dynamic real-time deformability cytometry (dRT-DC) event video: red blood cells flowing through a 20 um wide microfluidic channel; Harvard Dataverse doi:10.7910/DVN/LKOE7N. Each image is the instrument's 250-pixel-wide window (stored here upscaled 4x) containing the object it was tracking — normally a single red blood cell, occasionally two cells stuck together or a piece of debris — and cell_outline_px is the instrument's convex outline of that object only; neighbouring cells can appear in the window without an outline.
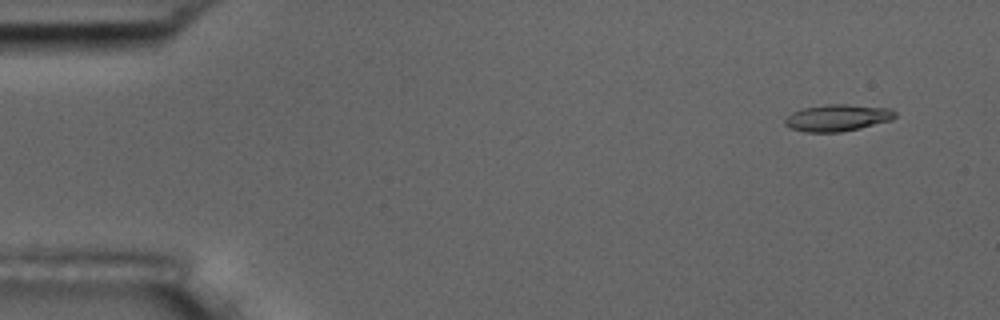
{"species": "common noctule bat (a hibernating species)", "species_latin": "Nyctalus noctula", "temperature_condition": "room temperature", "stored_images_in_passage": 5, "camera_frame_rate_fps": 3000, "um_per_image_px": 0.085, "animal": {"sex": "male", "body_mass_g": 17.5, "forearm_length_mm": 52.3}, "frame": {"image": 1, "passage_image": 1, "time_ms": 0.0, "image_size_px": [1000, 320], "cell_outline_px": [[896, 116], [892, 120], [860, 128], [840, 132], [804, 132], [792, 128], [784, 124], [784, 120], [792, 112], [800, 108], [828, 104], [848, 104], [892, 108], [896, 112]], "centroid_in_image_um": [71.2, 10.0], "position_along_channel_um": 13.8, "area_um2": 17.34}}
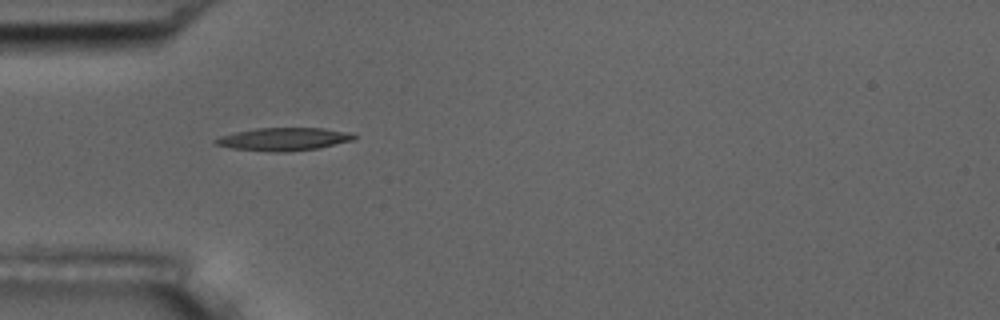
{"frame": {"image": 2, "passage_image": 4, "time_ms": 4.333, "image_size_px": [1000, 320], "cell_outline_px": [[356, 136], [352, 140], [320, 148], [288, 152], [272, 152], [232, 148], [216, 144], [212, 140], [220, 136], [236, 132], [256, 128], [320, 128], [348, 132]], "centroid_in_image_um": [24.09, 11.83], "position_along_channel_um": 60.9, "area_um2": 18.38}}